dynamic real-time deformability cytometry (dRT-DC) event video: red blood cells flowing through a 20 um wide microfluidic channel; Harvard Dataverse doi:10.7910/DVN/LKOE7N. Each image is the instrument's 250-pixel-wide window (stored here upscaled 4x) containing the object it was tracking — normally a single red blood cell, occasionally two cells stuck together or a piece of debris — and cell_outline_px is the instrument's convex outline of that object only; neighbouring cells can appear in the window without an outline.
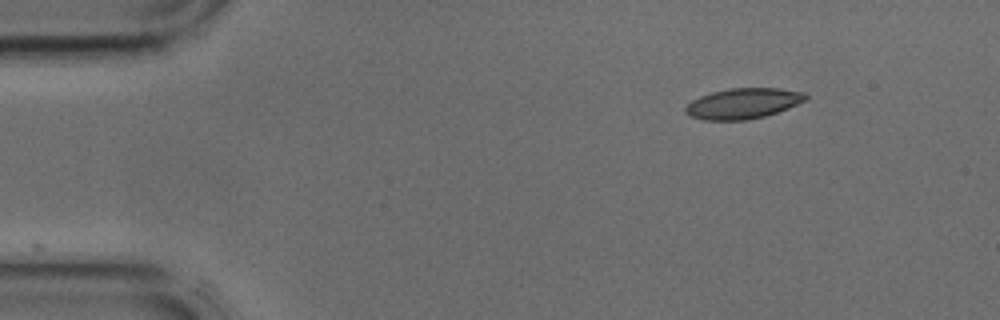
{"species": "common noctule bat (a hibernating species)", "species_latin": "Nyctalus noctula", "temperature_condition": "cold", "stored_images_in_passage": 38, "camera_frame_rate_fps": 3000, "um_per_image_px": 0.085, "animal": {"sex": "male", "body_mass_g": 17.9, "forearm_length_mm": 54.2}, "frame": {"image": 1, "passage_image": 1, "time_ms": 0.0, "image_size_px": [1000, 320], "cell_outline_px": [[808, 100], [788, 108], [764, 116], [748, 120], [704, 120], [688, 116], [684, 112], [684, 108], [692, 100], [700, 96], [712, 92], [732, 88], [780, 88], [804, 92], [808, 96]], "centroid_in_image_um": [63.16, 8.79], "position_along_channel_um": 21.8, "area_um2": 21.5}}
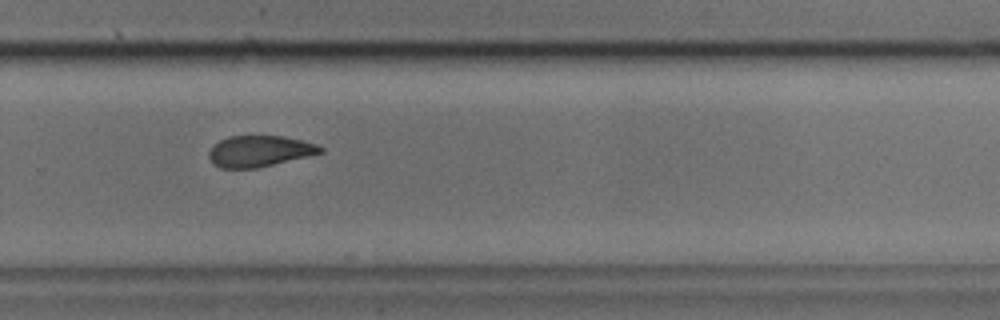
{"frame": {"image": 2, "passage_image": 24, "time_ms": 7.667, "image_size_px": [1000, 320], "cell_outline_px": [[324, 152], [308, 156], [256, 168], [220, 168], [212, 164], [208, 156], [208, 152], [220, 140], [228, 136], [284, 136], [316, 144], [324, 148]], "centroid_in_image_um": [22.04, 12.85], "position_along_channel_um": 307.8, "area_um2": 20.11}}
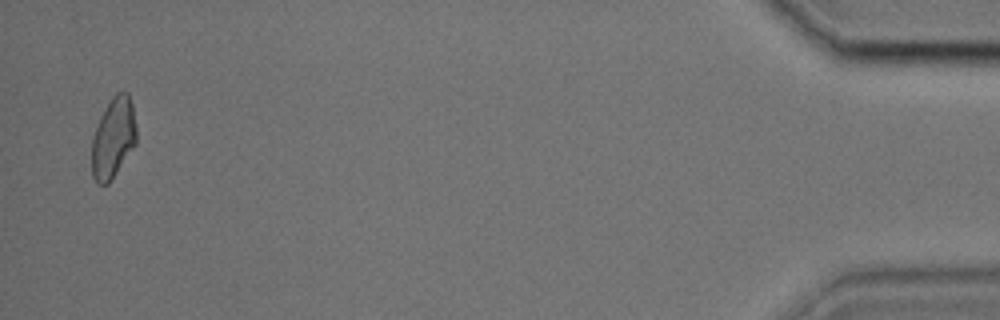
{"frame": {"image": 3, "passage_image": 37, "time_ms": 12.0, "image_size_px": [1000, 320], "cell_outline_px": [[136, 144], [108, 184], [100, 184], [92, 176], [92, 136], [96, 124], [100, 116], [112, 96], [116, 92], [128, 92], [132, 104], [136, 124]], "centroid_in_image_um": [9.63, 11.69], "position_along_channel_um": 425.6, "area_um2": 20.98}}